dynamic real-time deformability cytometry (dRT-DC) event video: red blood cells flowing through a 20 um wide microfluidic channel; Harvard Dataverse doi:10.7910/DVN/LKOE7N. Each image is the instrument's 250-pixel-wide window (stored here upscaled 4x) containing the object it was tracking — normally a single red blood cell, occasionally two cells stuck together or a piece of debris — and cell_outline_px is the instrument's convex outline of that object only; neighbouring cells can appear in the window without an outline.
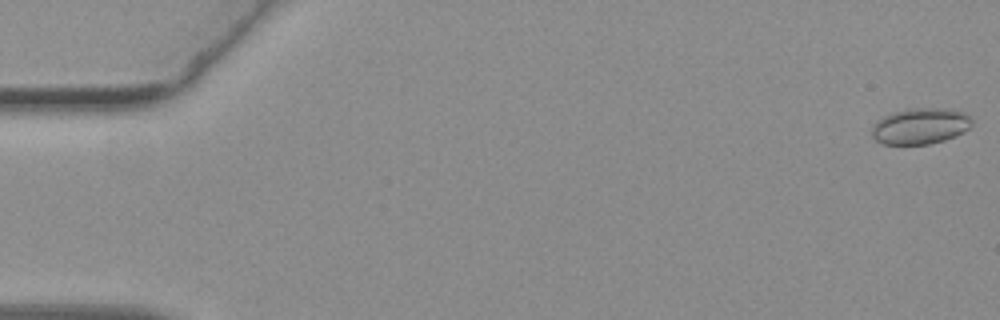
{"species": "common noctule bat (a hibernating species)", "species_latin": "Nyctalus noctula", "temperature_condition": "warm", "stored_images_in_passage": 35, "camera_frame_rate_fps": 3000, "um_per_image_px": 0.085, "animal": {"sex": "female", "body_mass_g": 19.3, "forearm_length_mm": 54.1}, "frame": {"image": 1, "passage_image": 1, "time_ms": 0.0, "image_size_px": [1000, 320], "cell_outline_px": [[972, 124], [964, 132], [944, 140], [928, 144], [884, 144], [876, 140], [872, 136], [872, 124], [876, 120], [884, 116], [908, 108], [948, 108], [964, 112], [972, 116]], "centroid_in_image_um": [78.24, 10.7], "position_along_channel_um": 6.8, "area_um2": 21.15}}
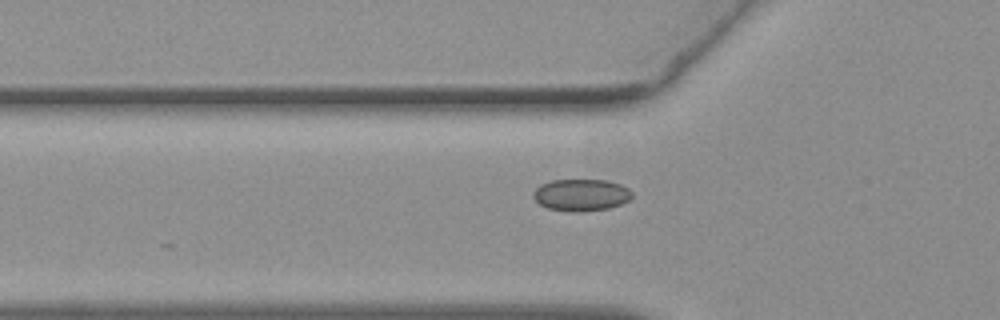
{"frame": {"image": 2, "passage_image": 19, "time_ms": 6.0, "image_size_px": [1000, 320], "cell_outline_px": [[632, 196], [628, 200], [620, 204], [608, 208], [584, 212], [572, 212], [548, 208], [540, 204], [532, 196], [532, 192], [540, 184], [552, 180], [608, 180], [620, 184], [628, 188], [632, 192]], "centroid_in_image_um": [49.38, 16.57], "position_along_channel_um": 76.4, "area_um2": 18.44}}
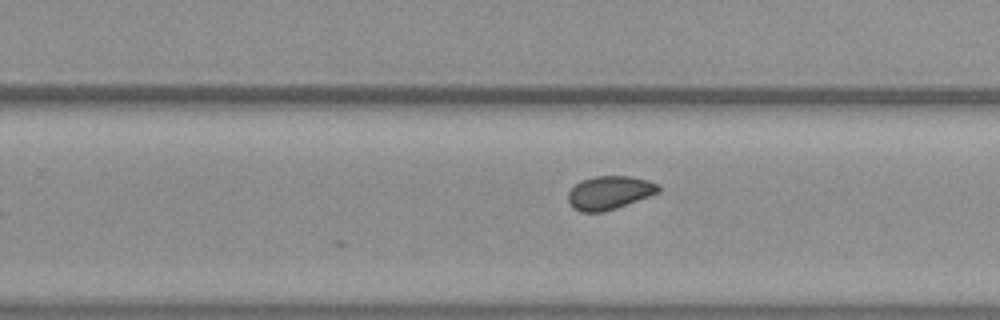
{"frame": {"image": 3, "passage_image": 35, "time_ms": 11.333, "image_size_px": [1000, 320], "cell_outline_px": [[660, 192], [616, 208], [604, 212], [580, 212], [572, 208], [568, 200], [568, 192], [580, 180], [592, 176], [632, 176], [648, 180], [660, 184]], "centroid_in_image_um": [51.8, 16.37], "position_along_channel_um": 278.0, "area_um2": 17.8}}